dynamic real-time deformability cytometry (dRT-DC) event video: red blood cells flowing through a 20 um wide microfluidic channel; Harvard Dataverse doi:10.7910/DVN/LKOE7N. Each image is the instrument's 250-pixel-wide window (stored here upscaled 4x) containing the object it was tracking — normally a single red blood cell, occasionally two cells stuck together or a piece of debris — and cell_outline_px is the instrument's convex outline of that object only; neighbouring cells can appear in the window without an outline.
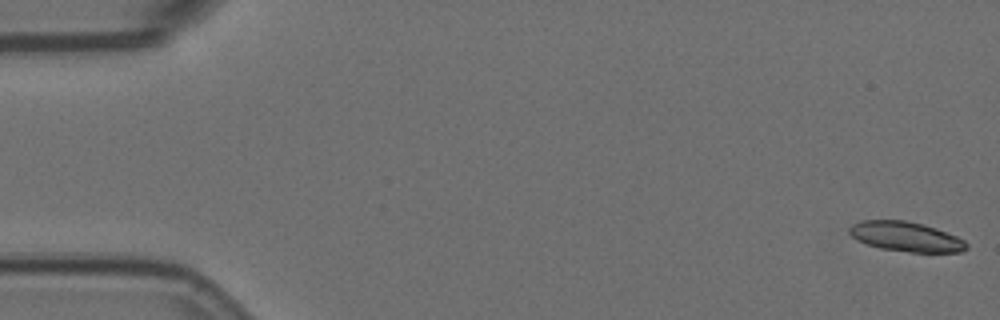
{"species": "Egyptian fruit bat (a non-hibernating species)", "species_latin": "Rousettus aegyptiacus", "temperature_condition": "room temperature", "stored_images_in_passage": 16, "camera_frame_rate_fps": 3000, "um_per_image_px": 0.085, "animal": {"sex": "female"}, "frame": {"image": 1, "passage_image": 1, "time_ms": 0.0, "image_size_px": [1000, 320], "cell_outline_px": [[968, 248], [960, 252], [908, 252], [880, 248], [856, 240], [848, 232], [848, 228], [852, 224], [860, 220], [904, 220], [936, 228], [956, 236], [964, 240], [968, 244]], "centroid_in_image_um": [76.98, 20.11], "position_along_channel_um": 8.0, "area_um2": 20.29}}
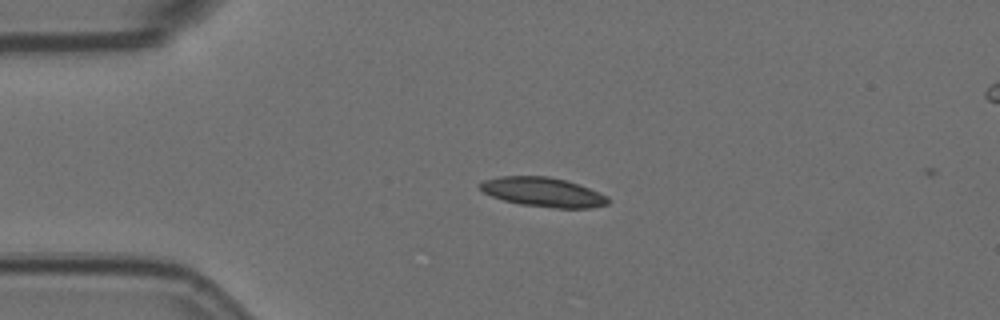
{"frame": {"image": 2, "passage_image": 13, "time_ms": 4.0, "image_size_px": [1000, 320], "cell_outline_px": [[608, 204], [592, 208], [556, 208], [520, 204], [504, 200], [492, 196], [484, 192], [480, 188], [480, 184], [484, 180], [500, 176], [548, 176], [564, 180], [588, 188], [608, 196]], "centroid_in_image_um": [46.16, 16.33], "position_along_channel_um": 38.8, "area_um2": 21.62}}